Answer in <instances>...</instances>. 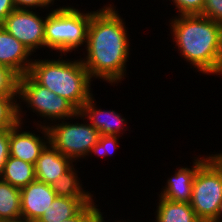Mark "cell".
<instances>
[{"instance_id": "ba28073f", "label": "cell", "mask_w": 222, "mask_h": 222, "mask_svg": "<svg viewBox=\"0 0 222 222\" xmlns=\"http://www.w3.org/2000/svg\"><path fill=\"white\" fill-rule=\"evenodd\" d=\"M39 11L15 9L1 24L8 33L26 46L32 54L42 48L45 49L44 29L46 14L44 16Z\"/></svg>"}, {"instance_id": "7a4b0ae2", "label": "cell", "mask_w": 222, "mask_h": 222, "mask_svg": "<svg viewBox=\"0 0 222 222\" xmlns=\"http://www.w3.org/2000/svg\"><path fill=\"white\" fill-rule=\"evenodd\" d=\"M174 49L194 72L222 76V25L201 14L169 19Z\"/></svg>"}, {"instance_id": "5bb4252c", "label": "cell", "mask_w": 222, "mask_h": 222, "mask_svg": "<svg viewBox=\"0 0 222 222\" xmlns=\"http://www.w3.org/2000/svg\"><path fill=\"white\" fill-rule=\"evenodd\" d=\"M73 164L70 158L61 154L49 143L36 161V180L52 185Z\"/></svg>"}, {"instance_id": "603a6c76", "label": "cell", "mask_w": 222, "mask_h": 222, "mask_svg": "<svg viewBox=\"0 0 222 222\" xmlns=\"http://www.w3.org/2000/svg\"><path fill=\"white\" fill-rule=\"evenodd\" d=\"M178 15L202 14L205 0H169Z\"/></svg>"}, {"instance_id": "7c38bea8", "label": "cell", "mask_w": 222, "mask_h": 222, "mask_svg": "<svg viewBox=\"0 0 222 222\" xmlns=\"http://www.w3.org/2000/svg\"><path fill=\"white\" fill-rule=\"evenodd\" d=\"M93 94L89 100L82 106L79 113L90 122V124L100 133V135H117L124 136L128 129L127 118L115 110H102L97 105Z\"/></svg>"}, {"instance_id": "9c48e42d", "label": "cell", "mask_w": 222, "mask_h": 222, "mask_svg": "<svg viewBox=\"0 0 222 222\" xmlns=\"http://www.w3.org/2000/svg\"><path fill=\"white\" fill-rule=\"evenodd\" d=\"M23 123H18L10 129L9 148L10 156L23 160L27 163L36 164L41 152L49 144V133L47 127L36 126L35 130L24 131ZM42 135V136H40Z\"/></svg>"}, {"instance_id": "ffe728a7", "label": "cell", "mask_w": 222, "mask_h": 222, "mask_svg": "<svg viewBox=\"0 0 222 222\" xmlns=\"http://www.w3.org/2000/svg\"><path fill=\"white\" fill-rule=\"evenodd\" d=\"M18 123V96H0V129H11Z\"/></svg>"}, {"instance_id": "4fadbf2b", "label": "cell", "mask_w": 222, "mask_h": 222, "mask_svg": "<svg viewBox=\"0 0 222 222\" xmlns=\"http://www.w3.org/2000/svg\"><path fill=\"white\" fill-rule=\"evenodd\" d=\"M29 49L0 25V65L10 68L19 77L29 73L33 62Z\"/></svg>"}, {"instance_id": "e0dca14e", "label": "cell", "mask_w": 222, "mask_h": 222, "mask_svg": "<svg viewBox=\"0 0 222 222\" xmlns=\"http://www.w3.org/2000/svg\"><path fill=\"white\" fill-rule=\"evenodd\" d=\"M76 164L77 163H74L51 185L56 196L66 198H96V195L88 191L85 188L86 186L82 184L84 182H82L83 180L78 177V173L80 172L76 169Z\"/></svg>"}, {"instance_id": "d4e9b609", "label": "cell", "mask_w": 222, "mask_h": 222, "mask_svg": "<svg viewBox=\"0 0 222 222\" xmlns=\"http://www.w3.org/2000/svg\"><path fill=\"white\" fill-rule=\"evenodd\" d=\"M201 15L222 25V0H205Z\"/></svg>"}, {"instance_id": "4dcf8cb0", "label": "cell", "mask_w": 222, "mask_h": 222, "mask_svg": "<svg viewBox=\"0 0 222 222\" xmlns=\"http://www.w3.org/2000/svg\"><path fill=\"white\" fill-rule=\"evenodd\" d=\"M211 222H222V202L219 205L216 217Z\"/></svg>"}, {"instance_id": "cb8c5ba5", "label": "cell", "mask_w": 222, "mask_h": 222, "mask_svg": "<svg viewBox=\"0 0 222 222\" xmlns=\"http://www.w3.org/2000/svg\"><path fill=\"white\" fill-rule=\"evenodd\" d=\"M96 202L98 201L87 204L76 216L61 222H94L98 213L103 211Z\"/></svg>"}, {"instance_id": "44dd1931", "label": "cell", "mask_w": 222, "mask_h": 222, "mask_svg": "<svg viewBox=\"0 0 222 222\" xmlns=\"http://www.w3.org/2000/svg\"><path fill=\"white\" fill-rule=\"evenodd\" d=\"M121 136L117 135H100L99 141L92 147L88 157H93L92 155H97V157H108L116 152L119 148V138Z\"/></svg>"}, {"instance_id": "5b68a950", "label": "cell", "mask_w": 222, "mask_h": 222, "mask_svg": "<svg viewBox=\"0 0 222 222\" xmlns=\"http://www.w3.org/2000/svg\"><path fill=\"white\" fill-rule=\"evenodd\" d=\"M18 99V119L23 124L26 123L24 118L28 115L25 114L27 113L24 110L26 107L38 118L40 116L39 119H43V121H36L34 118L33 124L43 127H48L49 124L60 120L69 119L79 112L71 102L38 84L28 73L19 77ZM24 104L26 107H23Z\"/></svg>"}, {"instance_id": "484cf974", "label": "cell", "mask_w": 222, "mask_h": 222, "mask_svg": "<svg viewBox=\"0 0 222 222\" xmlns=\"http://www.w3.org/2000/svg\"><path fill=\"white\" fill-rule=\"evenodd\" d=\"M9 135L10 129H0V175L2 174L4 165L10 156Z\"/></svg>"}, {"instance_id": "7402d4cb", "label": "cell", "mask_w": 222, "mask_h": 222, "mask_svg": "<svg viewBox=\"0 0 222 222\" xmlns=\"http://www.w3.org/2000/svg\"><path fill=\"white\" fill-rule=\"evenodd\" d=\"M18 80L14 71L0 65V96H18Z\"/></svg>"}, {"instance_id": "2e32d148", "label": "cell", "mask_w": 222, "mask_h": 222, "mask_svg": "<svg viewBox=\"0 0 222 222\" xmlns=\"http://www.w3.org/2000/svg\"><path fill=\"white\" fill-rule=\"evenodd\" d=\"M153 222H202L194 212L190 203L169 201L161 196L157 197Z\"/></svg>"}, {"instance_id": "6da1fadb", "label": "cell", "mask_w": 222, "mask_h": 222, "mask_svg": "<svg viewBox=\"0 0 222 222\" xmlns=\"http://www.w3.org/2000/svg\"><path fill=\"white\" fill-rule=\"evenodd\" d=\"M100 7L92 11L86 45L82 48L84 56L79 57L93 81L101 79L117 87L129 75L126 68L132 51L131 36L114 3Z\"/></svg>"}, {"instance_id": "ac0fdd59", "label": "cell", "mask_w": 222, "mask_h": 222, "mask_svg": "<svg viewBox=\"0 0 222 222\" xmlns=\"http://www.w3.org/2000/svg\"><path fill=\"white\" fill-rule=\"evenodd\" d=\"M0 178L21 189L36 180L35 165L9 156Z\"/></svg>"}, {"instance_id": "8fae6325", "label": "cell", "mask_w": 222, "mask_h": 222, "mask_svg": "<svg viewBox=\"0 0 222 222\" xmlns=\"http://www.w3.org/2000/svg\"><path fill=\"white\" fill-rule=\"evenodd\" d=\"M56 194L51 185L35 180L20 189L21 220L36 222L49 208Z\"/></svg>"}, {"instance_id": "f1b7e54d", "label": "cell", "mask_w": 222, "mask_h": 222, "mask_svg": "<svg viewBox=\"0 0 222 222\" xmlns=\"http://www.w3.org/2000/svg\"><path fill=\"white\" fill-rule=\"evenodd\" d=\"M16 9H37V0H13Z\"/></svg>"}, {"instance_id": "d6986e66", "label": "cell", "mask_w": 222, "mask_h": 222, "mask_svg": "<svg viewBox=\"0 0 222 222\" xmlns=\"http://www.w3.org/2000/svg\"><path fill=\"white\" fill-rule=\"evenodd\" d=\"M21 221L20 189L0 178V222Z\"/></svg>"}, {"instance_id": "4316f807", "label": "cell", "mask_w": 222, "mask_h": 222, "mask_svg": "<svg viewBox=\"0 0 222 222\" xmlns=\"http://www.w3.org/2000/svg\"><path fill=\"white\" fill-rule=\"evenodd\" d=\"M13 0H0V25L4 22L5 18L15 10Z\"/></svg>"}, {"instance_id": "8992f818", "label": "cell", "mask_w": 222, "mask_h": 222, "mask_svg": "<svg viewBox=\"0 0 222 222\" xmlns=\"http://www.w3.org/2000/svg\"><path fill=\"white\" fill-rule=\"evenodd\" d=\"M47 130L49 143L75 163L89 159L88 155L100 137V133L79 112L69 119L49 124Z\"/></svg>"}, {"instance_id": "f546056e", "label": "cell", "mask_w": 222, "mask_h": 222, "mask_svg": "<svg viewBox=\"0 0 222 222\" xmlns=\"http://www.w3.org/2000/svg\"><path fill=\"white\" fill-rule=\"evenodd\" d=\"M105 212H99L98 213V215H97V217H96V219H95V221L94 222H110L109 220L110 219H108L107 221H106V217H105V214H104ZM104 215V216H103ZM113 222H133V220L132 221H130L129 219H127V221H126V219L125 220H118V221H116V220H114Z\"/></svg>"}, {"instance_id": "9a60e30c", "label": "cell", "mask_w": 222, "mask_h": 222, "mask_svg": "<svg viewBox=\"0 0 222 222\" xmlns=\"http://www.w3.org/2000/svg\"><path fill=\"white\" fill-rule=\"evenodd\" d=\"M95 198H66L57 196L51 207L36 222H61L76 216L87 204L95 202Z\"/></svg>"}, {"instance_id": "3957f363", "label": "cell", "mask_w": 222, "mask_h": 222, "mask_svg": "<svg viewBox=\"0 0 222 222\" xmlns=\"http://www.w3.org/2000/svg\"><path fill=\"white\" fill-rule=\"evenodd\" d=\"M55 57L58 59H33L28 74L38 84L67 99L80 110L93 95V80L79 56L70 59L67 54H56Z\"/></svg>"}, {"instance_id": "52a82bcc", "label": "cell", "mask_w": 222, "mask_h": 222, "mask_svg": "<svg viewBox=\"0 0 222 222\" xmlns=\"http://www.w3.org/2000/svg\"><path fill=\"white\" fill-rule=\"evenodd\" d=\"M222 202V162L212 154L194 176L190 205L202 222H211Z\"/></svg>"}, {"instance_id": "83f0119b", "label": "cell", "mask_w": 222, "mask_h": 222, "mask_svg": "<svg viewBox=\"0 0 222 222\" xmlns=\"http://www.w3.org/2000/svg\"><path fill=\"white\" fill-rule=\"evenodd\" d=\"M56 1V3H55ZM57 1L60 0H37V8L38 10H41L42 12L44 11H48L50 9L51 10H59L62 9L64 7H66V5H63L62 7L57 3ZM58 4V5H55ZM55 6H57V8H54ZM52 7V8H51ZM43 9V10H42Z\"/></svg>"}, {"instance_id": "30bf717a", "label": "cell", "mask_w": 222, "mask_h": 222, "mask_svg": "<svg viewBox=\"0 0 222 222\" xmlns=\"http://www.w3.org/2000/svg\"><path fill=\"white\" fill-rule=\"evenodd\" d=\"M206 154L192 159V166H179L173 171L174 175L166 179V185L162 186L158 196L173 202L190 203L193 191V181L197 169L211 156ZM196 156V157H195ZM191 167V168H190Z\"/></svg>"}, {"instance_id": "277c9868", "label": "cell", "mask_w": 222, "mask_h": 222, "mask_svg": "<svg viewBox=\"0 0 222 222\" xmlns=\"http://www.w3.org/2000/svg\"><path fill=\"white\" fill-rule=\"evenodd\" d=\"M48 10L44 29L45 52L58 54L76 53L86 45L87 29L92 11L80 10L72 5ZM48 48V49H47ZM47 50V51H46Z\"/></svg>"}]
</instances>
